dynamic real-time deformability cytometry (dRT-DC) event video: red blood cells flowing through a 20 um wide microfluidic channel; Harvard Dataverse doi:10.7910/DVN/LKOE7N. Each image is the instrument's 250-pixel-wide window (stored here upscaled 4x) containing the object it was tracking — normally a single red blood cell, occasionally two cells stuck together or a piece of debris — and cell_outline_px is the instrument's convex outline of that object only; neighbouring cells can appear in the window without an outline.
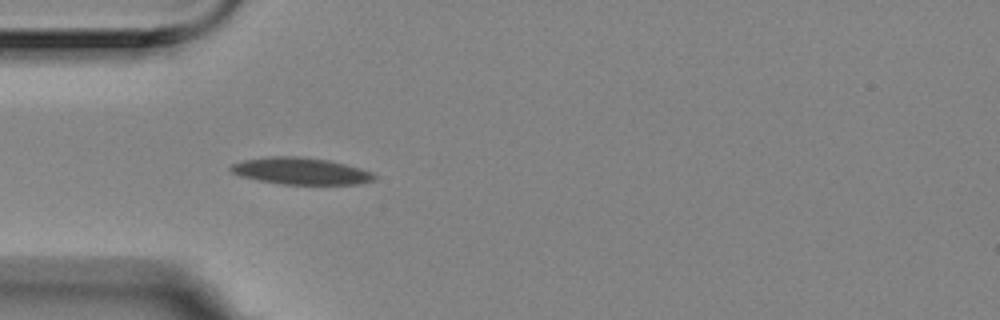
{"species": "Egyptian fruit bat (a non-hibernating species)", "species_latin": "Rousettus aegyptiacus", "temperature_condition": "room temperature", "stored_images_in_passage": 4, "camera_frame_rate_fps": 3000, "um_per_image_px": 0.085, "animal": {"sex": "female"}, "frame": {"image": 1, "passage_image": 4, "time_ms": 1.0, "image_size_px": [1000, 320], "cell_outline_px": [[376, 180], [360, 184], [284, 184], [260, 180], [240, 176], [232, 172], [228, 168], [232, 164], [244, 160], [268, 156], [300, 156], [328, 160], [360, 168], [372, 172], [376, 176]], "centroid_in_image_um": [25.58, 14.53], "position_along_channel_um": 59.4, "area_um2": 22.37}}